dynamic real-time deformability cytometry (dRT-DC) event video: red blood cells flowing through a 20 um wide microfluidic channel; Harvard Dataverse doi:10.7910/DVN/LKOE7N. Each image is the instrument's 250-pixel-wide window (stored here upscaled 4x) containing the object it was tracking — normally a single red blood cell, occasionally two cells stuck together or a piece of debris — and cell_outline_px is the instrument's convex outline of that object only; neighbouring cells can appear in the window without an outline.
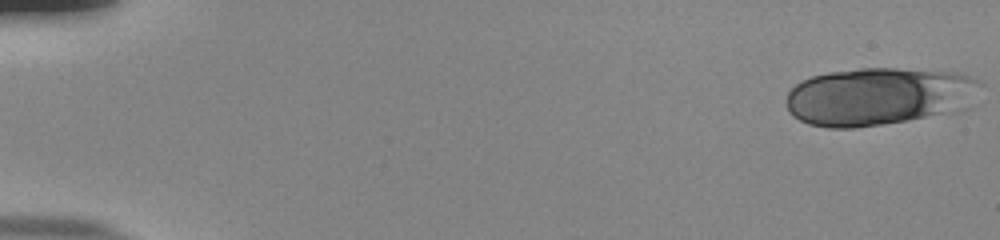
{"species": "human", "species_latin": "Homo sapiens", "temperature_condition": "room temperature", "stored_images_in_passage": 53, "camera_frame_rate_fps": 3000, "um_per_image_px": 0.085, "donor": {"sex": "male"}, "frame": {"image": 1, "passage_image": 1, "time_ms": 0.0, "image_size_px": [1000, 240], "cell_outline_px": [[984, 84], [952, 112], [908, 120], [856, 128], [828, 128], [808, 124], [792, 116], [788, 112], [784, 100], [788, 92], [800, 80], [812, 76], [828, 72], [860, 68], [896, 68], [960, 72], [980, 80]], "centroid_in_image_um": [74.58, 8.18], "position_along_channel_um": 10.4, "area_um2": 65.31}}
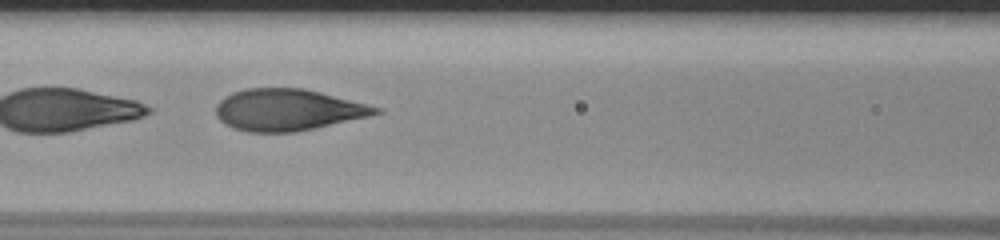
{"frame": {"image": 2, "passage_image": 25, "time_ms": 8.0, "image_size_px": [1000, 240], "cell_outline_px": [[384, 112], [368, 116], [316, 128], [296, 132], [248, 132], [232, 128], [224, 124], [216, 116], [216, 104], [224, 96], [232, 92], [244, 88], [304, 88], [368, 104], [380, 108]], "centroid_in_image_um": [24.42, 9.33], "position_along_channel_um": 142.2, "area_um2": 38.9}}
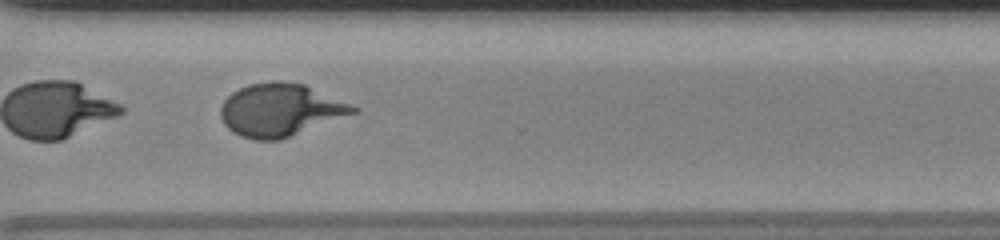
{"frame": {"image": 3, "passage_image": 41, "time_ms": 13.333, "image_size_px": [1000, 240], "cell_outline_px": [[360, 108], [356, 112], [280, 140], [256, 140], [240, 136], [232, 132], [224, 124], [220, 116], [220, 108], [224, 100], [232, 92], [248, 84], [272, 80], [280, 80], [304, 84], [352, 104]], "centroid_in_image_um": [23.8, 9.33], "position_along_channel_um": 346.8, "area_um2": 40.69}, "authors_computed_cell_mechanics": {"area_um2": 40.4022, "velocity_mm_per_s": 3.8378, "shape_relaxation_time_tau1_ms": 5.1799, "shape_relaxation_time_tau2_ms": null, "deformation_change_tau1": 0.2042, "deformation_change_tau2": null}}